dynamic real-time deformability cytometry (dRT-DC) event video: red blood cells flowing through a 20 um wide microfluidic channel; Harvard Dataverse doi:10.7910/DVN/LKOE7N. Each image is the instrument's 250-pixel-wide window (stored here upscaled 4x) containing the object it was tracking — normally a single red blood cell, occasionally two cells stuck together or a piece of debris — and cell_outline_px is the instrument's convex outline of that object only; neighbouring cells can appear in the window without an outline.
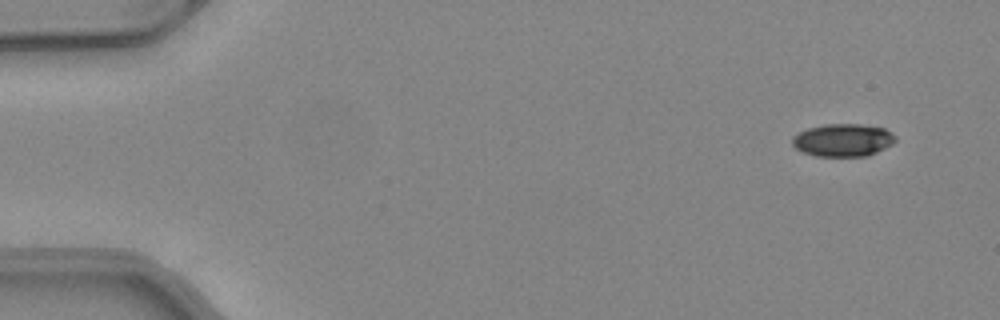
{"species": "common noctule bat (a hibernating species)", "species_latin": "Nyctalus noctula", "temperature_condition": "warm", "stored_images_in_passage": 7, "camera_frame_rate_fps": 3000, "um_per_image_px": 0.085, "animal": {"sex": "female", "body_mass_g": 24.6, "forearm_length_mm": 56.2}, "frame": {"image": 1, "passage_image": 1, "time_ms": 0.0, "image_size_px": [1000, 320], "cell_outline_px": [[896, 140], [892, 144], [868, 156], [816, 156], [800, 152], [792, 144], [792, 136], [808, 128], [824, 124], [860, 124], [884, 128], [892, 132], [896, 136]], "centroid_in_image_um": [71.64, 11.91], "position_along_channel_um": 13.4, "area_um2": 19.77}}